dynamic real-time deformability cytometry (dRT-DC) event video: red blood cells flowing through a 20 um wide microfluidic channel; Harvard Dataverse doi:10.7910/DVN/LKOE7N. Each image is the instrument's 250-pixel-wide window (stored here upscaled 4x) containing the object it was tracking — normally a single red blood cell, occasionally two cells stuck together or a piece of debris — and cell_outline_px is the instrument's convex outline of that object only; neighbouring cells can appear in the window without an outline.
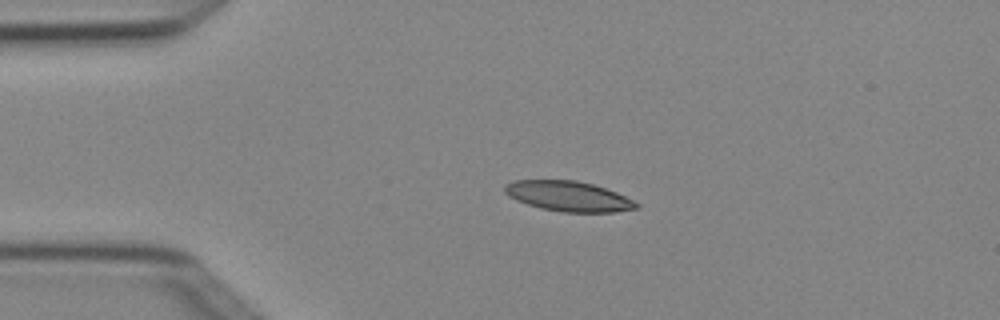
{"species": "Egyptian fruit bat (a non-hibernating species)", "species_latin": "Rousettus aegyptiacus", "temperature_condition": "cold", "stored_images_in_passage": 3, "camera_frame_rate_fps": 3000, "um_per_image_px": 0.085, "animal": {"sex": "female"}, "frame": {"image": 1, "passage_image": 2, "time_ms": 0.333, "image_size_px": [1000, 320], "cell_outline_px": [[640, 208], [616, 212], [560, 212], [540, 208], [516, 200], [508, 196], [504, 192], [504, 184], [512, 180], [576, 180], [592, 184], [616, 192], [640, 204]], "centroid_in_image_um": [48.3, 16.68], "position_along_channel_um": 36.7, "area_um2": 23.24}}